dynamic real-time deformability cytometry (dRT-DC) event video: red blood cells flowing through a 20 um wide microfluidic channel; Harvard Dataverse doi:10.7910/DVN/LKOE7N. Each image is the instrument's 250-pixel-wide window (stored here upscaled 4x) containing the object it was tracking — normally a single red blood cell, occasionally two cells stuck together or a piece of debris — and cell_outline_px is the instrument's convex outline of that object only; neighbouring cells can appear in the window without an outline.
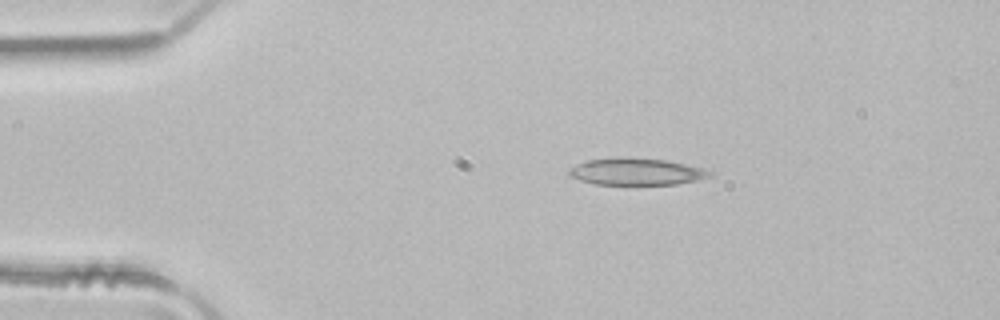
{"species": "common noctule bat (a hibernating species)", "species_latin": "Nyctalus noctula", "temperature_condition": "room temperature", "stored_images_in_passage": 2, "camera_frame_rate_fps": 3000, "um_per_image_px": 0.085, "animal": {"sex": "male", "body_mass_g": 21.5, "forearm_length_mm": 52.0}, "frame": {"image": 1, "passage_image": 1, "time_ms": 0.0, "image_size_px": [1000, 320], "cell_outline_px": [[712, 172], [708, 176], [696, 180], [680, 184], [596, 184], [580, 180], [568, 176], [568, 168], [584, 160], [628, 156], [664, 160], [684, 164], [700, 168]], "centroid_in_image_um": [53.98, 14.57], "position_along_channel_um": 31.0, "area_um2": 22.02}}